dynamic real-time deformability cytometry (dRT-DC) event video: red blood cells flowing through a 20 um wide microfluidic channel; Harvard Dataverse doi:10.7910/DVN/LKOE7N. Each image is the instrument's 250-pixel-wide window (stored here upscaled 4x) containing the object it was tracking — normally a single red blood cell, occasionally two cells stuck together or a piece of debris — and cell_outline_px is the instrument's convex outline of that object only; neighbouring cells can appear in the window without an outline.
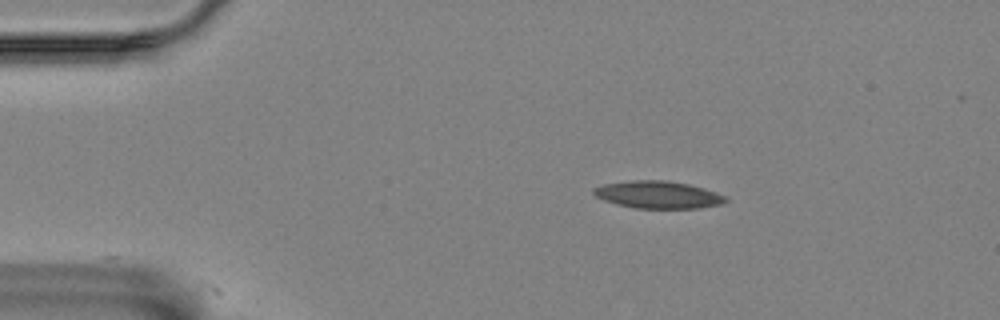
{"species": "Egyptian fruit bat (a non-hibernating species)", "species_latin": "Rousettus aegyptiacus", "temperature_condition": "room temperature", "stored_images_in_passage": 5, "camera_frame_rate_fps": 3000, "um_per_image_px": 0.085, "animal": {"sex": "female"}, "frame": {"image": 1, "passage_image": 2, "time_ms": 1.333, "image_size_px": [1000, 320], "cell_outline_px": [[728, 200], [720, 204], [700, 208], [632, 208], [616, 204], [604, 200], [596, 196], [592, 192], [592, 188], [604, 184], [628, 180], [668, 180], [688, 184], [704, 188], [728, 196]], "centroid_in_image_um": [55.93, 16.54], "position_along_channel_um": 29.1, "area_um2": 21.21}}